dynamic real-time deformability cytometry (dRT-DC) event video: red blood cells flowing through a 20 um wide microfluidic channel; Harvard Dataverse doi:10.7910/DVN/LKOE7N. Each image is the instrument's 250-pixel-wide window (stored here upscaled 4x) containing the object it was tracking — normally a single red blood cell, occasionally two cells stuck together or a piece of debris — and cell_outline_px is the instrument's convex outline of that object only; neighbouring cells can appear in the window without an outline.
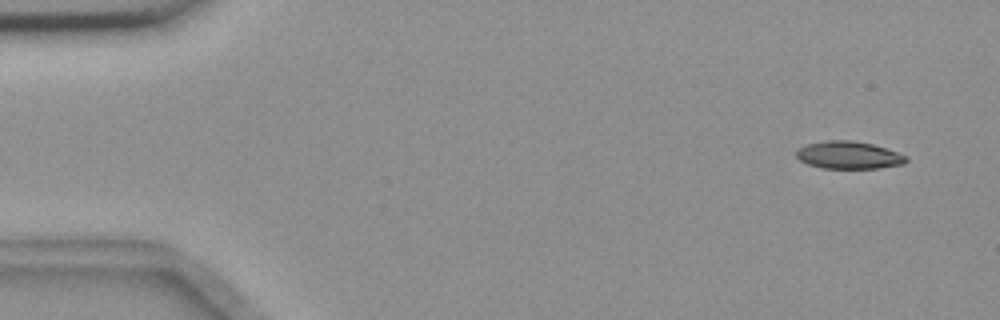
{"species": "common noctule bat (a hibernating species)", "species_latin": "Nyctalus noctula", "temperature_condition": "room temperature", "stored_images_in_passage": 56, "camera_frame_rate_fps": 3000, "um_per_image_px": 0.085, "animal": {"sex": "female", "body_mass_g": 18.4}, "frame": {"image": 1, "passage_image": 4, "time_ms": 1.0, "image_size_px": [1000, 320], "cell_outline_px": [[908, 160], [904, 164], [880, 168], [820, 168], [808, 164], [800, 160], [796, 156], [796, 152], [800, 148], [808, 144], [828, 140], [848, 140], [872, 144], [908, 156]], "centroid_in_image_um": [72.16, 13.19], "position_along_channel_um": 12.8, "area_um2": 17.46}}
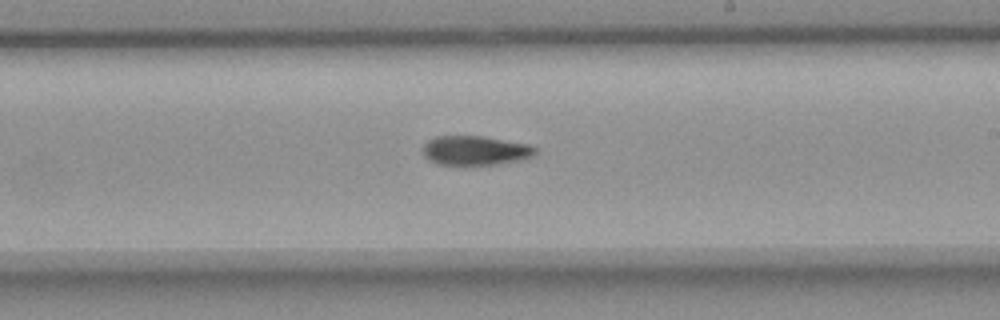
{"frame": {"image": 2, "passage_image": 33, "time_ms": 10.667, "image_size_px": [1000, 320], "cell_outline_px": [[536, 152], [532, 156], [520, 160], [496, 164], [464, 168], [436, 164], [428, 160], [424, 156], [424, 144], [428, 140], [436, 136], [484, 136], [528, 144], [536, 148]], "centroid_in_image_um": [40.35, 12.84], "position_along_channel_um": 248.7, "area_um2": 19.94}}
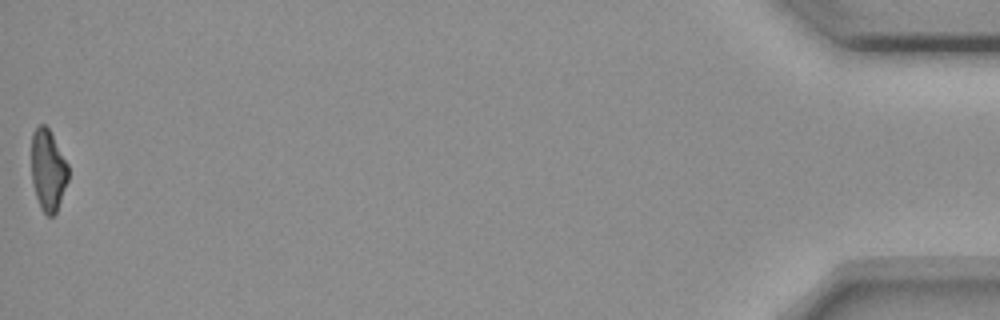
{"frame": {"image": 3, "passage_image": 56, "time_ms": 18.333, "image_size_px": [1000, 320], "cell_outline_px": [[68, 180], [56, 212], [52, 216], [48, 216], [40, 208], [32, 184], [32, 132], [40, 124], [44, 124], [48, 128], [68, 164]], "centroid_in_image_um": [4.08, 14.47], "position_along_channel_um": 431.1, "area_um2": 17.28}, "authors_computed_cell_mechanics": {"area_um2": 19.1896, "velocity_mm_per_s": 3.6681, "shape_relaxation_time_tau1_ms": 6.0428, "shape_relaxation_time_tau2_ms": 10.6036, "deformation_change_tau1": 0.1871, "deformation_change_tau2": 0.2047}}